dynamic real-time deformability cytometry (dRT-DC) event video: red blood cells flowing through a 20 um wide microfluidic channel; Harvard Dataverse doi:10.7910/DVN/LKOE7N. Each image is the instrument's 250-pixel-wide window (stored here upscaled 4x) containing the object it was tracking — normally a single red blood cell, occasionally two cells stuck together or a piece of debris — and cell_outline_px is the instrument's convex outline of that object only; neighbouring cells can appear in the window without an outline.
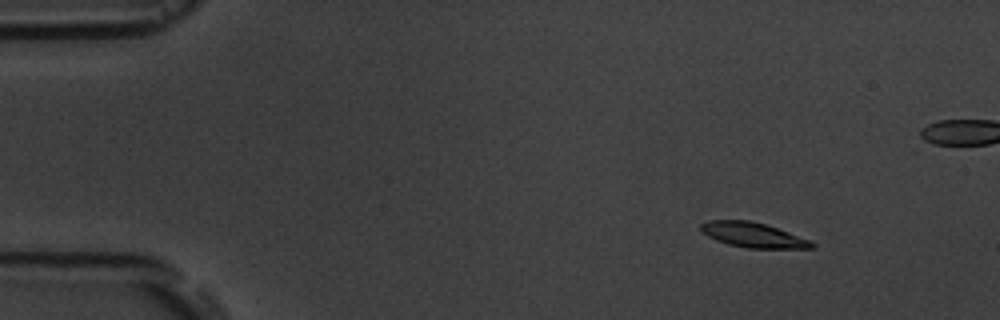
{"species": "common noctule bat (a hibernating species)", "species_latin": "Nyctalus noctula", "temperature_condition": "room temperature", "stored_images_in_passage": 8, "segment_of_instrument_passage": [1, 2], "camera_frame_rate_fps": 3000, "um_per_image_px": 0.085, "animal": {"sex": "male", "body_mass_g": 19.5, "forearm_length_mm": 54.6}, "frame": {"image": 1, "passage_image": 3, "time_ms": 2.0, "image_size_px": [1000, 320], "cell_outline_px": [[816, 244], [812, 248], [748, 248], [728, 244], [716, 240], [700, 232], [700, 224], [708, 220], [748, 220], [764, 224], [812, 240]], "centroid_in_image_um": [63.99, 19.97], "position_along_channel_um": 21.0, "area_um2": 16.07}}
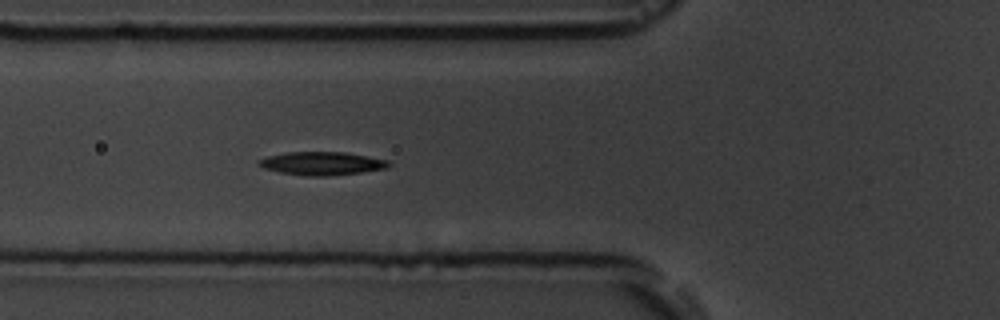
{"frame": {"image": 2, "passage_image": 7, "time_ms": 6.667, "image_size_px": [1000, 320], "cell_outline_px": [[392, 164], [384, 168], [360, 172], [328, 176], [304, 176], [280, 172], [264, 168], [256, 164], [256, 160], [268, 156], [288, 152], [344, 152], [388, 160]], "centroid_in_image_um": [27.3, 13.89], "position_along_channel_um": 98.5, "area_um2": 17.51}}